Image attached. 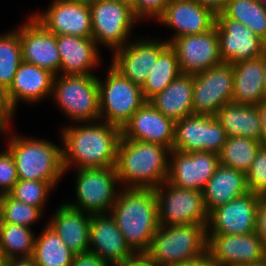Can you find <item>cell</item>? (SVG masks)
I'll return each instance as SVG.
<instances>
[{
    "instance_id": "6da1fadb",
    "label": "cell",
    "mask_w": 266,
    "mask_h": 266,
    "mask_svg": "<svg viewBox=\"0 0 266 266\" xmlns=\"http://www.w3.org/2000/svg\"><path fill=\"white\" fill-rule=\"evenodd\" d=\"M60 129L65 174L72 167H115L122 137L120 127L98 120L67 124Z\"/></svg>"
},
{
    "instance_id": "7a4b0ae2",
    "label": "cell",
    "mask_w": 266,
    "mask_h": 266,
    "mask_svg": "<svg viewBox=\"0 0 266 266\" xmlns=\"http://www.w3.org/2000/svg\"><path fill=\"white\" fill-rule=\"evenodd\" d=\"M110 215L135 253L148 251L160 226L154 189L121 188Z\"/></svg>"
},
{
    "instance_id": "3957f363",
    "label": "cell",
    "mask_w": 266,
    "mask_h": 266,
    "mask_svg": "<svg viewBox=\"0 0 266 266\" xmlns=\"http://www.w3.org/2000/svg\"><path fill=\"white\" fill-rule=\"evenodd\" d=\"M170 150L162 145L122 138L115 169L122 188L155 189L167 181Z\"/></svg>"
},
{
    "instance_id": "277c9868",
    "label": "cell",
    "mask_w": 266,
    "mask_h": 266,
    "mask_svg": "<svg viewBox=\"0 0 266 266\" xmlns=\"http://www.w3.org/2000/svg\"><path fill=\"white\" fill-rule=\"evenodd\" d=\"M9 129L6 128L3 137L7 135L6 148L13 155L18 178L50 182L56 187L65 175L62 146L45 139L12 134Z\"/></svg>"
},
{
    "instance_id": "5b68a950",
    "label": "cell",
    "mask_w": 266,
    "mask_h": 266,
    "mask_svg": "<svg viewBox=\"0 0 266 266\" xmlns=\"http://www.w3.org/2000/svg\"><path fill=\"white\" fill-rule=\"evenodd\" d=\"M207 226L186 224L159 226L147 253L157 266H172L207 252Z\"/></svg>"
},
{
    "instance_id": "8992f818",
    "label": "cell",
    "mask_w": 266,
    "mask_h": 266,
    "mask_svg": "<svg viewBox=\"0 0 266 266\" xmlns=\"http://www.w3.org/2000/svg\"><path fill=\"white\" fill-rule=\"evenodd\" d=\"M51 99L72 123L100 120L99 85L95 73L55 76Z\"/></svg>"
},
{
    "instance_id": "52a82bcc",
    "label": "cell",
    "mask_w": 266,
    "mask_h": 266,
    "mask_svg": "<svg viewBox=\"0 0 266 266\" xmlns=\"http://www.w3.org/2000/svg\"><path fill=\"white\" fill-rule=\"evenodd\" d=\"M108 67L105 80L97 76L100 120L122 128L146 100L141 86L127 79L112 65Z\"/></svg>"
},
{
    "instance_id": "ba28073f",
    "label": "cell",
    "mask_w": 266,
    "mask_h": 266,
    "mask_svg": "<svg viewBox=\"0 0 266 266\" xmlns=\"http://www.w3.org/2000/svg\"><path fill=\"white\" fill-rule=\"evenodd\" d=\"M74 171L76 197L73 202L65 203L90 214L110 213L122 188L115 167L81 168Z\"/></svg>"
},
{
    "instance_id": "9c48e42d",
    "label": "cell",
    "mask_w": 266,
    "mask_h": 266,
    "mask_svg": "<svg viewBox=\"0 0 266 266\" xmlns=\"http://www.w3.org/2000/svg\"><path fill=\"white\" fill-rule=\"evenodd\" d=\"M92 38L97 46L115 50L125 46L130 40L133 27L140 22L134 15L132 6L117 0H98L90 6Z\"/></svg>"
},
{
    "instance_id": "30bf717a",
    "label": "cell",
    "mask_w": 266,
    "mask_h": 266,
    "mask_svg": "<svg viewBox=\"0 0 266 266\" xmlns=\"http://www.w3.org/2000/svg\"><path fill=\"white\" fill-rule=\"evenodd\" d=\"M160 226L200 224L207 226L209 212L202 191L181 189L165 181L155 188Z\"/></svg>"
},
{
    "instance_id": "8fae6325",
    "label": "cell",
    "mask_w": 266,
    "mask_h": 266,
    "mask_svg": "<svg viewBox=\"0 0 266 266\" xmlns=\"http://www.w3.org/2000/svg\"><path fill=\"white\" fill-rule=\"evenodd\" d=\"M226 140V132L215 115L192 114L175 121L173 150L219 154Z\"/></svg>"
},
{
    "instance_id": "7c38bea8",
    "label": "cell",
    "mask_w": 266,
    "mask_h": 266,
    "mask_svg": "<svg viewBox=\"0 0 266 266\" xmlns=\"http://www.w3.org/2000/svg\"><path fill=\"white\" fill-rule=\"evenodd\" d=\"M233 81V65L226 62L194 74L193 114L215 115L232 102Z\"/></svg>"
},
{
    "instance_id": "4fadbf2b",
    "label": "cell",
    "mask_w": 266,
    "mask_h": 266,
    "mask_svg": "<svg viewBox=\"0 0 266 266\" xmlns=\"http://www.w3.org/2000/svg\"><path fill=\"white\" fill-rule=\"evenodd\" d=\"M169 155L167 181L181 189L203 191L220 165L219 154L209 151L182 153L172 149Z\"/></svg>"
},
{
    "instance_id": "5bb4252c",
    "label": "cell",
    "mask_w": 266,
    "mask_h": 266,
    "mask_svg": "<svg viewBox=\"0 0 266 266\" xmlns=\"http://www.w3.org/2000/svg\"><path fill=\"white\" fill-rule=\"evenodd\" d=\"M215 27L222 62L234 64L266 53V42L237 20L220 13L216 16Z\"/></svg>"
},
{
    "instance_id": "9a60e30c",
    "label": "cell",
    "mask_w": 266,
    "mask_h": 266,
    "mask_svg": "<svg viewBox=\"0 0 266 266\" xmlns=\"http://www.w3.org/2000/svg\"><path fill=\"white\" fill-rule=\"evenodd\" d=\"M168 45L169 43L162 39L135 37L113 52L111 65L127 79L142 86L159 54Z\"/></svg>"
},
{
    "instance_id": "2e32d148",
    "label": "cell",
    "mask_w": 266,
    "mask_h": 266,
    "mask_svg": "<svg viewBox=\"0 0 266 266\" xmlns=\"http://www.w3.org/2000/svg\"><path fill=\"white\" fill-rule=\"evenodd\" d=\"M44 12L30 14L54 35L92 38L90 6L71 0H52Z\"/></svg>"
},
{
    "instance_id": "e0dca14e",
    "label": "cell",
    "mask_w": 266,
    "mask_h": 266,
    "mask_svg": "<svg viewBox=\"0 0 266 266\" xmlns=\"http://www.w3.org/2000/svg\"><path fill=\"white\" fill-rule=\"evenodd\" d=\"M207 251L219 266H249L266 258V247L257 233L207 234Z\"/></svg>"
},
{
    "instance_id": "ac0fdd59",
    "label": "cell",
    "mask_w": 266,
    "mask_h": 266,
    "mask_svg": "<svg viewBox=\"0 0 266 266\" xmlns=\"http://www.w3.org/2000/svg\"><path fill=\"white\" fill-rule=\"evenodd\" d=\"M259 194L248 192L209 213L207 234L244 235L255 232Z\"/></svg>"
},
{
    "instance_id": "d6986e66",
    "label": "cell",
    "mask_w": 266,
    "mask_h": 266,
    "mask_svg": "<svg viewBox=\"0 0 266 266\" xmlns=\"http://www.w3.org/2000/svg\"><path fill=\"white\" fill-rule=\"evenodd\" d=\"M170 45L183 74L194 75L222 63L215 26L205 33L175 38Z\"/></svg>"
},
{
    "instance_id": "ffe728a7",
    "label": "cell",
    "mask_w": 266,
    "mask_h": 266,
    "mask_svg": "<svg viewBox=\"0 0 266 266\" xmlns=\"http://www.w3.org/2000/svg\"><path fill=\"white\" fill-rule=\"evenodd\" d=\"M22 47V61L59 75L60 54L56 35L45 29L32 16L18 27Z\"/></svg>"
},
{
    "instance_id": "44dd1931",
    "label": "cell",
    "mask_w": 266,
    "mask_h": 266,
    "mask_svg": "<svg viewBox=\"0 0 266 266\" xmlns=\"http://www.w3.org/2000/svg\"><path fill=\"white\" fill-rule=\"evenodd\" d=\"M175 121L146 101L121 128L122 138L173 149Z\"/></svg>"
},
{
    "instance_id": "7402d4cb",
    "label": "cell",
    "mask_w": 266,
    "mask_h": 266,
    "mask_svg": "<svg viewBox=\"0 0 266 266\" xmlns=\"http://www.w3.org/2000/svg\"><path fill=\"white\" fill-rule=\"evenodd\" d=\"M89 252L111 266L124 263L135 253L126 243L110 213L92 214Z\"/></svg>"
},
{
    "instance_id": "603a6c76",
    "label": "cell",
    "mask_w": 266,
    "mask_h": 266,
    "mask_svg": "<svg viewBox=\"0 0 266 266\" xmlns=\"http://www.w3.org/2000/svg\"><path fill=\"white\" fill-rule=\"evenodd\" d=\"M157 21L174 30L173 36L165 39L170 44L180 36L209 31L215 26L216 16L196 0H175L167 4Z\"/></svg>"
},
{
    "instance_id": "cb8c5ba5",
    "label": "cell",
    "mask_w": 266,
    "mask_h": 266,
    "mask_svg": "<svg viewBox=\"0 0 266 266\" xmlns=\"http://www.w3.org/2000/svg\"><path fill=\"white\" fill-rule=\"evenodd\" d=\"M61 75H89L102 63L100 49L93 38L56 35ZM99 50V51H98Z\"/></svg>"
},
{
    "instance_id": "d4e9b609",
    "label": "cell",
    "mask_w": 266,
    "mask_h": 266,
    "mask_svg": "<svg viewBox=\"0 0 266 266\" xmlns=\"http://www.w3.org/2000/svg\"><path fill=\"white\" fill-rule=\"evenodd\" d=\"M54 77L50 71L22 61L7 89L11 106L17 111L21 101L32 104L51 98Z\"/></svg>"
},
{
    "instance_id": "484cf974",
    "label": "cell",
    "mask_w": 266,
    "mask_h": 266,
    "mask_svg": "<svg viewBox=\"0 0 266 266\" xmlns=\"http://www.w3.org/2000/svg\"><path fill=\"white\" fill-rule=\"evenodd\" d=\"M54 212L46 224L60 236L75 255L88 253L92 214L75 209L65 202Z\"/></svg>"
},
{
    "instance_id": "4316f807",
    "label": "cell",
    "mask_w": 266,
    "mask_h": 266,
    "mask_svg": "<svg viewBox=\"0 0 266 266\" xmlns=\"http://www.w3.org/2000/svg\"><path fill=\"white\" fill-rule=\"evenodd\" d=\"M248 192L246 174L221 164L202 191L205 207L209 213Z\"/></svg>"
},
{
    "instance_id": "83f0119b",
    "label": "cell",
    "mask_w": 266,
    "mask_h": 266,
    "mask_svg": "<svg viewBox=\"0 0 266 266\" xmlns=\"http://www.w3.org/2000/svg\"><path fill=\"white\" fill-rule=\"evenodd\" d=\"M233 65L232 101L242 105H258L264 100V55Z\"/></svg>"
},
{
    "instance_id": "f1b7e54d",
    "label": "cell",
    "mask_w": 266,
    "mask_h": 266,
    "mask_svg": "<svg viewBox=\"0 0 266 266\" xmlns=\"http://www.w3.org/2000/svg\"><path fill=\"white\" fill-rule=\"evenodd\" d=\"M194 75L181 73L149 103L166 117L174 121L193 114Z\"/></svg>"
},
{
    "instance_id": "f546056e",
    "label": "cell",
    "mask_w": 266,
    "mask_h": 266,
    "mask_svg": "<svg viewBox=\"0 0 266 266\" xmlns=\"http://www.w3.org/2000/svg\"><path fill=\"white\" fill-rule=\"evenodd\" d=\"M227 137H247L259 140L261 120L257 106L229 102L215 114Z\"/></svg>"
},
{
    "instance_id": "4dcf8cb0",
    "label": "cell",
    "mask_w": 266,
    "mask_h": 266,
    "mask_svg": "<svg viewBox=\"0 0 266 266\" xmlns=\"http://www.w3.org/2000/svg\"><path fill=\"white\" fill-rule=\"evenodd\" d=\"M74 253L47 224L36 235L33 252L35 266H71Z\"/></svg>"
},
{
    "instance_id": "1f68e13d",
    "label": "cell",
    "mask_w": 266,
    "mask_h": 266,
    "mask_svg": "<svg viewBox=\"0 0 266 266\" xmlns=\"http://www.w3.org/2000/svg\"><path fill=\"white\" fill-rule=\"evenodd\" d=\"M149 73L141 86L146 101L163 91L181 74L176 51L170 44L159 54Z\"/></svg>"
},
{
    "instance_id": "d6a6232c",
    "label": "cell",
    "mask_w": 266,
    "mask_h": 266,
    "mask_svg": "<svg viewBox=\"0 0 266 266\" xmlns=\"http://www.w3.org/2000/svg\"><path fill=\"white\" fill-rule=\"evenodd\" d=\"M36 235L30 227L4 223L0 232V258L32 257Z\"/></svg>"
},
{
    "instance_id": "836d02e7",
    "label": "cell",
    "mask_w": 266,
    "mask_h": 266,
    "mask_svg": "<svg viewBox=\"0 0 266 266\" xmlns=\"http://www.w3.org/2000/svg\"><path fill=\"white\" fill-rule=\"evenodd\" d=\"M261 146L260 141L253 138L227 137L219 153L220 164L246 174Z\"/></svg>"
},
{
    "instance_id": "e575fe53",
    "label": "cell",
    "mask_w": 266,
    "mask_h": 266,
    "mask_svg": "<svg viewBox=\"0 0 266 266\" xmlns=\"http://www.w3.org/2000/svg\"><path fill=\"white\" fill-rule=\"evenodd\" d=\"M222 14L244 24L266 42V9L257 0H228Z\"/></svg>"
},
{
    "instance_id": "d590c367",
    "label": "cell",
    "mask_w": 266,
    "mask_h": 266,
    "mask_svg": "<svg viewBox=\"0 0 266 266\" xmlns=\"http://www.w3.org/2000/svg\"><path fill=\"white\" fill-rule=\"evenodd\" d=\"M22 62V47L18 29L0 35V85L6 90L12 84Z\"/></svg>"
},
{
    "instance_id": "8d00e7d4",
    "label": "cell",
    "mask_w": 266,
    "mask_h": 266,
    "mask_svg": "<svg viewBox=\"0 0 266 266\" xmlns=\"http://www.w3.org/2000/svg\"><path fill=\"white\" fill-rule=\"evenodd\" d=\"M54 188L50 182L19 179L8 194L18 201L40 208L45 212L48 195Z\"/></svg>"
},
{
    "instance_id": "74e56055",
    "label": "cell",
    "mask_w": 266,
    "mask_h": 266,
    "mask_svg": "<svg viewBox=\"0 0 266 266\" xmlns=\"http://www.w3.org/2000/svg\"><path fill=\"white\" fill-rule=\"evenodd\" d=\"M4 223L30 227L41 219L44 212L37 207L16 200L9 194L0 195Z\"/></svg>"
},
{
    "instance_id": "f35d334b",
    "label": "cell",
    "mask_w": 266,
    "mask_h": 266,
    "mask_svg": "<svg viewBox=\"0 0 266 266\" xmlns=\"http://www.w3.org/2000/svg\"><path fill=\"white\" fill-rule=\"evenodd\" d=\"M249 192L264 194L266 192V146H261L256 158L246 173Z\"/></svg>"
},
{
    "instance_id": "ab89813d",
    "label": "cell",
    "mask_w": 266,
    "mask_h": 266,
    "mask_svg": "<svg viewBox=\"0 0 266 266\" xmlns=\"http://www.w3.org/2000/svg\"><path fill=\"white\" fill-rule=\"evenodd\" d=\"M19 180L15 160L6 148L0 151V195L8 194Z\"/></svg>"
},
{
    "instance_id": "60d3db41",
    "label": "cell",
    "mask_w": 266,
    "mask_h": 266,
    "mask_svg": "<svg viewBox=\"0 0 266 266\" xmlns=\"http://www.w3.org/2000/svg\"><path fill=\"white\" fill-rule=\"evenodd\" d=\"M169 0H135L133 13L139 21L157 20L164 12Z\"/></svg>"
},
{
    "instance_id": "b9f144b4",
    "label": "cell",
    "mask_w": 266,
    "mask_h": 266,
    "mask_svg": "<svg viewBox=\"0 0 266 266\" xmlns=\"http://www.w3.org/2000/svg\"><path fill=\"white\" fill-rule=\"evenodd\" d=\"M15 114L16 112L9 102L7 90L0 85V122L6 128H11L12 121L15 119L13 117H16Z\"/></svg>"
},
{
    "instance_id": "7bdbcfd3",
    "label": "cell",
    "mask_w": 266,
    "mask_h": 266,
    "mask_svg": "<svg viewBox=\"0 0 266 266\" xmlns=\"http://www.w3.org/2000/svg\"><path fill=\"white\" fill-rule=\"evenodd\" d=\"M255 232L266 247V195L259 194Z\"/></svg>"
},
{
    "instance_id": "ee69618b",
    "label": "cell",
    "mask_w": 266,
    "mask_h": 266,
    "mask_svg": "<svg viewBox=\"0 0 266 266\" xmlns=\"http://www.w3.org/2000/svg\"><path fill=\"white\" fill-rule=\"evenodd\" d=\"M71 266H111L100 257L88 252L74 255Z\"/></svg>"
},
{
    "instance_id": "f6af8a7d",
    "label": "cell",
    "mask_w": 266,
    "mask_h": 266,
    "mask_svg": "<svg viewBox=\"0 0 266 266\" xmlns=\"http://www.w3.org/2000/svg\"><path fill=\"white\" fill-rule=\"evenodd\" d=\"M116 266H157L147 252L134 253L127 261Z\"/></svg>"
},
{
    "instance_id": "bcb514c9",
    "label": "cell",
    "mask_w": 266,
    "mask_h": 266,
    "mask_svg": "<svg viewBox=\"0 0 266 266\" xmlns=\"http://www.w3.org/2000/svg\"><path fill=\"white\" fill-rule=\"evenodd\" d=\"M172 266H219V265L215 262L213 257L207 251L206 253L195 259L178 263Z\"/></svg>"
},
{
    "instance_id": "7dc6e473",
    "label": "cell",
    "mask_w": 266,
    "mask_h": 266,
    "mask_svg": "<svg viewBox=\"0 0 266 266\" xmlns=\"http://www.w3.org/2000/svg\"><path fill=\"white\" fill-rule=\"evenodd\" d=\"M204 8L210 10L215 16L222 13L228 0H196Z\"/></svg>"
},
{
    "instance_id": "c3c4849f",
    "label": "cell",
    "mask_w": 266,
    "mask_h": 266,
    "mask_svg": "<svg viewBox=\"0 0 266 266\" xmlns=\"http://www.w3.org/2000/svg\"><path fill=\"white\" fill-rule=\"evenodd\" d=\"M259 111L261 120V137L259 139L262 146H266V99L262 100L258 105H256Z\"/></svg>"
},
{
    "instance_id": "681fc988",
    "label": "cell",
    "mask_w": 266,
    "mask_h": 266,
    "mask_svg": "<svg viewBox=\"0 0 266 266\" xmlns=\"http://www.w3.org/2000/svg\"><path fill=\"white\" fill-rule=\"evenodd\" d=\"M1 266H35V263L32 257H20L1 260Z\"/></svg>"
},
{
    "instance_id": "f907efd6",
    "label": "cell",
    "mask_w": 266,
    "mask_h": 266,
    "mask_svg": "<svg viewBox=\"0 0 266 266\" xmlns=\"http://www.w3.org/2000/svg\"><path fill=\"white\" fill-rule=\"evenodd\" d=\"M263 88H264V99H266V53L264 54Z\"/></svg>"
},
{
    "instance_id": "816d5d0a",
    "label": "cell",
    "mask_w": 266,
    "mask_h": 266,
    "mask_svg": "<svg viewBox=\"0 0 266 266\" xmlns=\"http://www.w3.org/2000/svg\"><path fill=\"white\" fill-rule=\"evenodd\" d=\"M71 1L77 2V3H80V4H84V5L91 6V5H93L98 0H71Z\"/></svg>"
},
{
    "instance_id": "f5cc1de1",
    "label": "cell",
    "mask_w": 266,
    "mask_h": 266,
    "mask_svg": "<svg viewBox=\"0 0 266 266\" xmlns=\"http://www.w3.org/2000/svg\"><path fill=\"white\" fill-rule=\"evenodd\" d=\"M3 224H4L3 209H2V206H1V203H0V232H1V229L3 227Z\"/></svg>"
},
{
    "instance_id": "db71d44e",
    "label": "cell",
    "mask_w": 266,
    "mask_h": 266,
    "mask_svg": "<svg viewBox=\"0 0 266 266\" xmlns=\"http://www.w3.org/2000/svg\"><path fill=\"white\" fill-rule=\"evenodd\" d=\"M249 266H266V258L263 259L260 262H257L256 264H252V265H249Z\"/></svg>"
},
{
    "instance_id": "11a10c76",
    "label": "cell",
    "mask_w": 266,
    "mask_h": 266,
    "mask_svg": "<svg viewBox=\"0 0 266 266\" xmlns=\"http://www.w3.org/2000/svg\"><path fill=\"white\" fill-rule=\"evenodd\" d=\"M117 1H121V2L127 3L130 6H133L134 5V2H135V0H117Z\"/></svg>"
},
{
    "instance_id": "9f6ffc18",
    "label": "cell",
    "mask_w": 266,
    "mask_h": 266,
    "mask_svg": "<svg viewBox=\"0 0 266 266\" xmlns=\"http://www.w3.org/2000/svg\"><path fill=\"white\" fill-rule=\"evenodd\" d=\"M5 130H6V127L0 122V133H1V135H2V133L4 134Z\"/></svg>"
},
{
    "instance_id": "6f0895ef",
    "label": "cell",
    "mask_w": 266,
    "mask_h": 266,
    "mask_svg": "<svg viewBox=\"0 0 266 266\" xmlns=\"http://www.w3.org/2000/svg\"><path fill=\"white\" fill-rule=\"evenodd\" d=\"M261 5L266 9V0H263V1L261 2Z\"/></svg>"
}]
</instances>
